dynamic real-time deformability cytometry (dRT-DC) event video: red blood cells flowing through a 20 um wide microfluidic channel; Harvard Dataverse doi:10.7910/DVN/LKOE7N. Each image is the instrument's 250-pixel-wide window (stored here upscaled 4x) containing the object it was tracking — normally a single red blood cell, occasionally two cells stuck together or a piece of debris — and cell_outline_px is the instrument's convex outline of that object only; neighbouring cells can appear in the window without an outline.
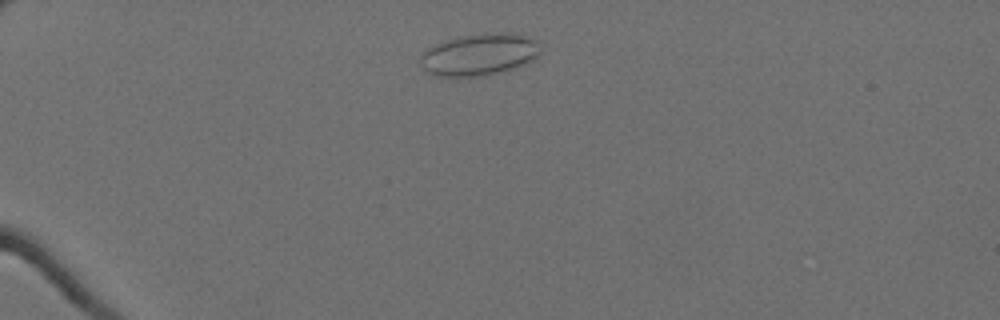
{"species": "Egyptian fruit bat (a non-hibernating species)", "species_latin": "Rousettus aegyptiacus", "temperature_condition": "cold", "stored_images_in_passage": 49, "camera_frame_rate_fps": 3000, "um_per_image_px": 0.085, "animal": {"sex": "female"}, "frame": {"image": 1, "passage_image": 6, "time_ms": 1.667, "image_size_px": [1000, 320], "cell_outline_px": [[540, 52], [532, 60], [524, 64], [500, 72], [484, 76], [436, 76], [428, 72], [424, 68], [420, 60], [420, 56], [428, 48], [436, 44], [448, 40], [468, 36], [504, 32], [528, 36], [536, 40]], "centroid_in_image_um": [40.75, 4.65], "position_along_channel_um": 44.3, "area_um2": 28.61}}
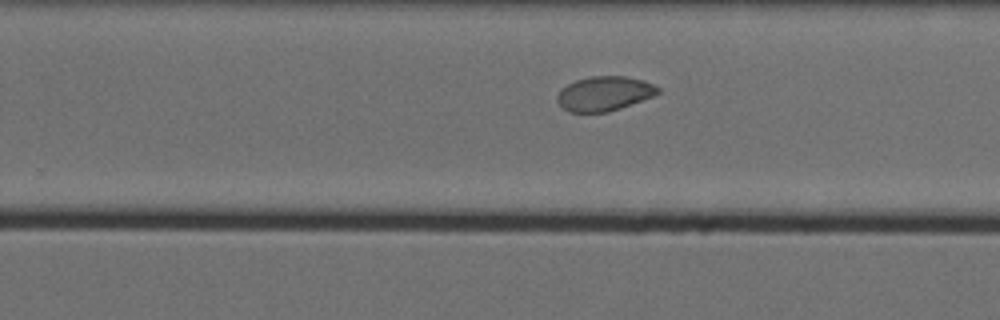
{"frame": {"image": 2, "passage_image": 30, "time_ms": 9.667, "image_size_px": [1000, 320], "cell_outline_px": [[660, 92], [656, 96], [608, 112], [568, 112], [556, 100], [556, 96], [560, 88], [576, 80], [592, 76], [624, 76], [644, 80], [660, 88]], "centroid_in_image_um": [51.38, 7.95], "position_along_channel_um": 278.4, "area_um2": 20.4}}
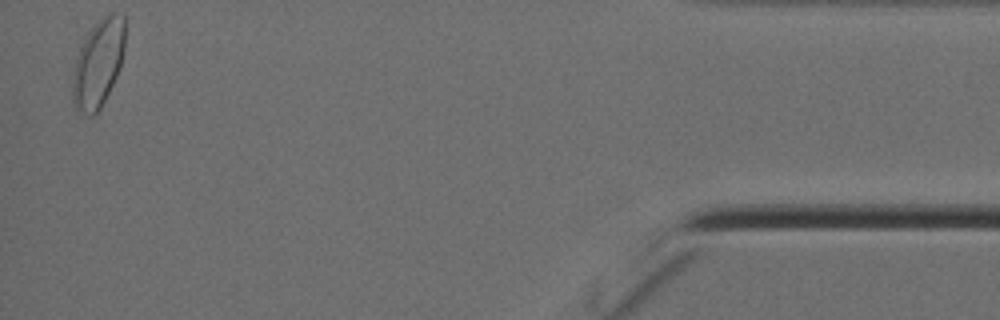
{"frame": {"image": 3, "passage_image": 48, "time_ms": 15.667, "image_size_px": [1000, 320], "cell_outline_px": [[124, 48], [120, 64], [116, 76], [100, 108], [92, 116], [88, 116], [80, 112], [76, 108], [72, 100], [72, 80], [76, 60], [80, 48], [88, 32], [108, 12], [112, 12], [124, 16]], "centroid_in_image_um": [8.34, 5.4], "position_along_channel_um": 426.9, "area_um2": 26.24}, "authors_computed_cell_mechanics": {"area_um2": 21.964, "velocity_mm_per_s": 3.5281, "shape_relaxation_time_tau1_ms": null, "shape_relaxation_time_tau2_ms": 1.6882, "deformation_change_tau1": null, "deformation_change_tau2": 0.0286}}